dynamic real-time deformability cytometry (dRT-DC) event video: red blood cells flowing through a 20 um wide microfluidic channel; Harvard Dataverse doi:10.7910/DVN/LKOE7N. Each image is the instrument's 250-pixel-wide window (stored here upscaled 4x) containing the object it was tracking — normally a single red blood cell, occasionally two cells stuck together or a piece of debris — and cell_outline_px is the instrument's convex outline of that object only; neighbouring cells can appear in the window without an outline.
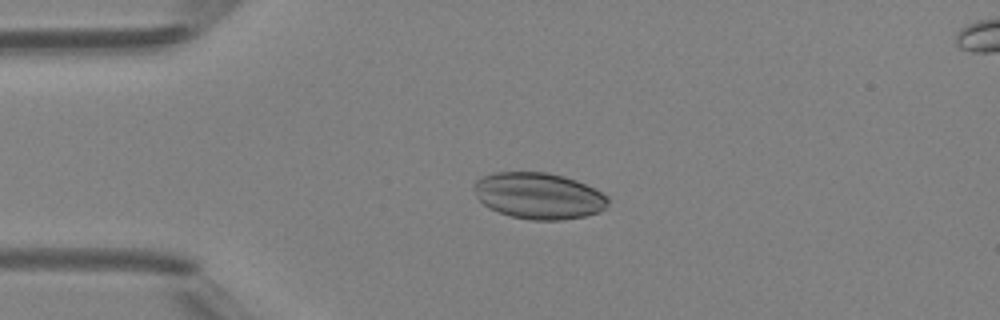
{"species": "Egyptian fruit bat (a non-hibernating species)", "species_latin": "Rousettus aegyptiacus", "temperature_condition": "room temperature", "stored_images_in_passage": 6, "camera_frame_rate_fps": 3000, "um_per_image_px": 0.085, "animal": {"sex": "female"}, "frame": {"image": 1, "passage_image": 4, "time_ms": 3.667, "image_size_px": [1000, 320], "cell_outline_px": [[608, 204], [600, 212], [584, 216], [560, 220], [532, 220], [512, 216], [488, 208], [476, 196], [476, 180], [480, 176], [492, 172], [544, 172], [564, 176], [576, 180], [608, 196]], "centroid_in_image_um": [45.78, 16.64], "position_along_channel_um": 39.2, "area_um2": 35.95}}